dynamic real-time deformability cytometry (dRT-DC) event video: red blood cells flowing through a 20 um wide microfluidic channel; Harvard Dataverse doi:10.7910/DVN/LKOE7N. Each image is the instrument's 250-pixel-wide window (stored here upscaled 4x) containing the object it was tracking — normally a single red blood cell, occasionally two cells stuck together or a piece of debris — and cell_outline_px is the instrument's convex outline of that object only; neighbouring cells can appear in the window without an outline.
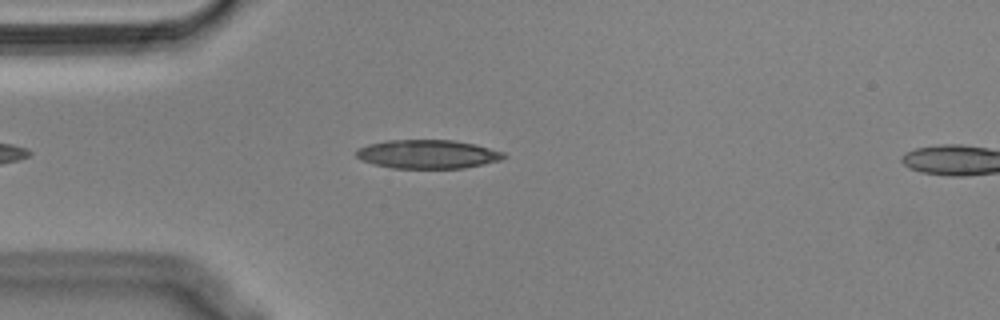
{"species": "Egyptian fruit bat (a non-hibernating species)", "species_latin": "Rousettus aegyptiacus", "temperature_condition": "cold", "stored_images_in_passage": 44, "camera_frame_rate_fps": 3000, "um_per_image_px": 0.085, "animal": {"sex": "male"}, "frame": {"image": 1, "passage_image": 7, "time_ms": 2.0, "image_size_px": [1000, 320], "cell_outline_px": [[508, 156], [500, 160], [484, 164], [464, 168], [392, 168], [360, 160], [356, 156], [356, 148], [368, 144], [388, 140], [452, 140], [476, 144], [504, 152]], "centroid_in_image_um": [36.36, 13.1], "position_along_channel_um": 48.6, "area_um2": 24.8}}
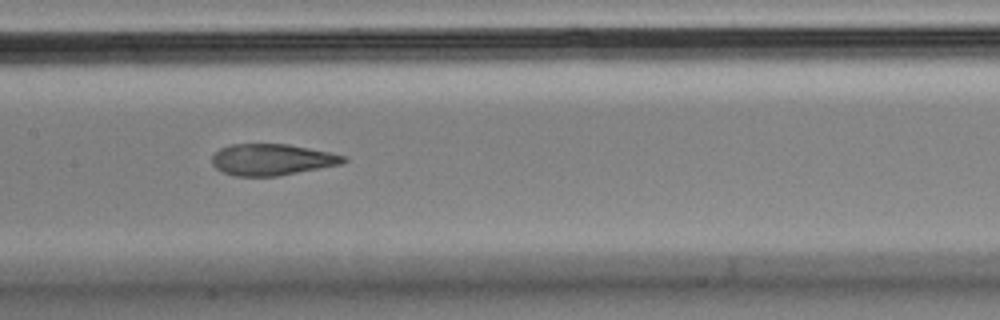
{"frame": {"image": 2, "passage_image": 19, "time_ms": 6.0, "image_size_px": [1000, 320], "cell_outline_px": [[348, 160], [340, 164], [320, 168], [276, 176], [236, 176], [224, 172], [216, 168], [212, 164], [212, 156], [220, 148], [232, 144], [288, 144], [332, 152], [348, 156]], "centroid_in_image_um": [23.14, 13.56], "position_along_channel_um": 184.3, "area_um2": 24.04}}
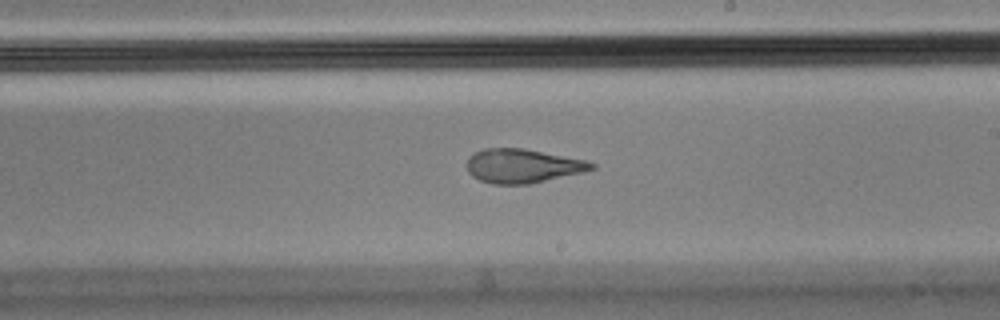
{"frame": {"image": 3, "passage_image": 24, "time_ms": 7.667, "image_size_px": [1000, 320], "cell_outline_px": [[596, 168], [584, 172], [528, 184], [492, 184], [480, 180], [472, 176], [468, 172], [468, 156], [484, 148], [524, 148], [584, 160], [596, 164]], "centroid_in_image_um": [44.41, 14.1], "position_along_channel_um": 244.6, "area_um2": 24.57}, "authors_computed_cell_mechanics": {"area_um2": 25.0274, "velocity_mm_per_s": 3.6281, "shape_relaxation_time_tau1_ms": null, "shape_relaxation_time_tau2_ms": 2.6591, "deformation_change_tau1": null, "deformation_change_tau2": 0.1149}}